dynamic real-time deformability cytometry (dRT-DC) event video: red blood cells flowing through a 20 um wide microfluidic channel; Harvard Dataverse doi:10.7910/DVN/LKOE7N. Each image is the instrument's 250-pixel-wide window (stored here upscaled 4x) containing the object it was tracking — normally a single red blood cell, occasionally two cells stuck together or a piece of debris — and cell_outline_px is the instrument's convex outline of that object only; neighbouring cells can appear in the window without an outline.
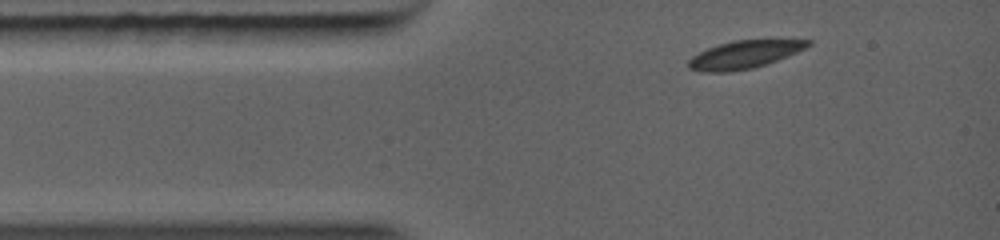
{"species": "common noctule bat (a hibernating species)", "species_latin": "Nyctalus noctula", "temperature_condition": "warm", "stored_images_in_passage": 9, "camera_frame_rate_fps": 5000, "um_per_image_px": 0.085, "animal": {"sex": "female", "body_mass_g": 19.0, "forearm_length_mm": 56.7}, "frame": {"image": 1, "passage_image": 1, "time_ms": 0.0, "image_size_px": [1000, 240], "cell_outline_px": [[812, 44], [796, 52], [776, 60], [752, 68], [728, 72], [700, 72], [688, 68], [688, 60], [692, 56], [708, 48], [732, 40], [812, 40]], "centroid_in_image_um": [63.21, 4.64], "position_along_channel_um": 21.8, "area_um2": 19.07}}
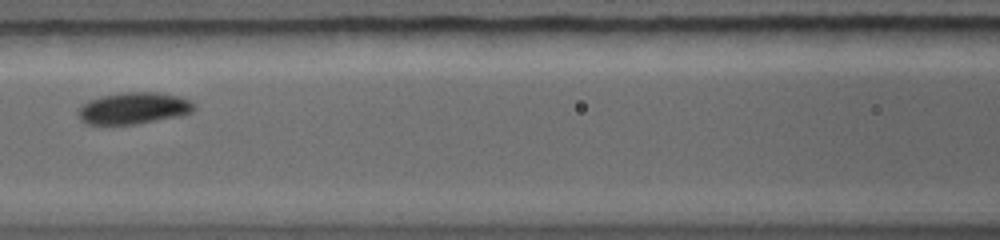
{"frame": {"image": 2, "passage_image": 6, "time_ms": 3.4, "image_size_px": [1000, 240], "cell_outline_px": [[196, 108], [192, 112], [184, 116], [136, 124], [84, 124], [80, 120], [76, 112], [88, 100], [100, 96], [124, 92], [160, 92], [180, 96], [188, 100]], "centroid_in_image_um": [11.37, 9.2], "position_along_channel_um": 155.2, "area_um2": 21.68}}
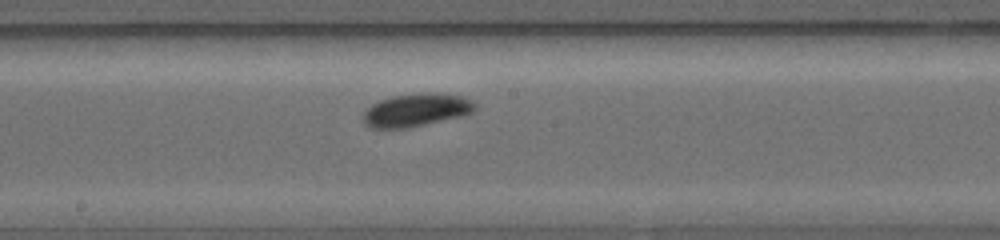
{"frame": {"image": 3, "passage_image": 9, "time_ms": 4.6, "image_size_px": [1000, 240], "cell_outline_px": [[476, 108], [472, 112], [464, 116], [408, 128], [372, 128], [364, 124], [364, 112], [372, 104], [380, 100], [392, 96], [460, 96], [476, 104]], "centroid_in_image_um": [35.33, 9.43], "position_along_channel_um": 212.9, "area_um2": 20.35}}